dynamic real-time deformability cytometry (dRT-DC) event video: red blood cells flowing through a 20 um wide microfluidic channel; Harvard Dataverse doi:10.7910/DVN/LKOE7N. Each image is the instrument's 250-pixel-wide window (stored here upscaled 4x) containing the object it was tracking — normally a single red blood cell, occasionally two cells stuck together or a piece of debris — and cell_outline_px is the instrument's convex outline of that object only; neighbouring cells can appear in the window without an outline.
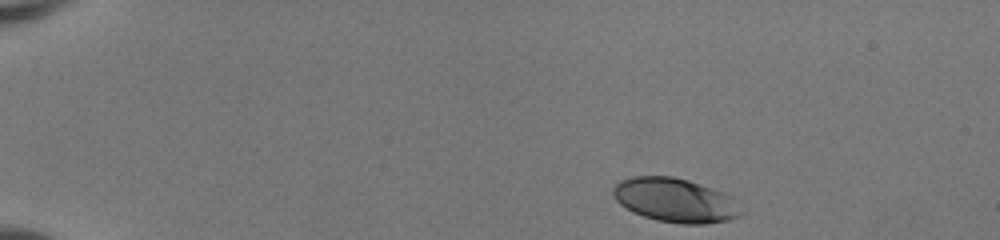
{"species": "human", "species_latin": "Homo sapiens", "temperature_condition": "room temperature", "stored_images_in_passage": 43, "camera_frame_rate_fps": 3000, "um_per_image_px": 0.085, "donor": {"sex": "female"}, "frame": {"image": 1, "passage_image": 1, "time_ms": 0.0, "image_size_px": [1000, 240], "cell_outline_px": [[744, 212], [740, 216], [728, 220], [704, 224], [680, 224], [656, 220], [632, 212], [620, 204], [616, 200], [612, 192], [612, 188], [620, 180], [632, 176], [672, 176], [688, 180], [720, 192], [728, 196]], "centroid_in_image_um": [57.33, 17.03], "position_along_channel_um": 27.7, "area_um2": 32.6}}
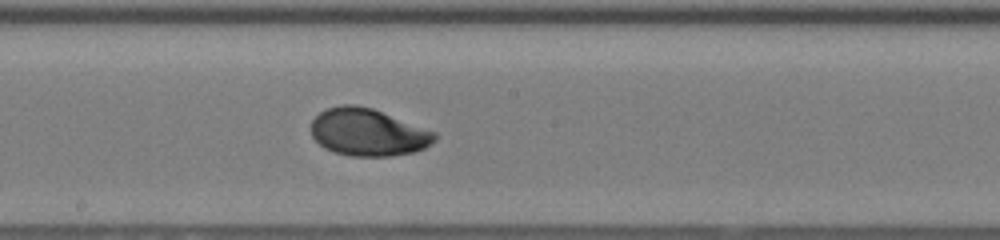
{"frame": {"image": 2, "passage_image": 23, "time_ms": 7.333, "image_size_px": [1000, 240], "cell_outline_px": [[436, 140], [432, 144], [416, 152], [392, 156], [352, 156], [336, 152], [324, 148], [312, 136], [312, 120], [320, 112], [328, 108], [340, 104], [356, 104], [372, 108], [436, 132]], "centroid_in_image_um": [31.3, 11.24], "position_along_channel_um": 216.9, "area_um2": 34.1}}
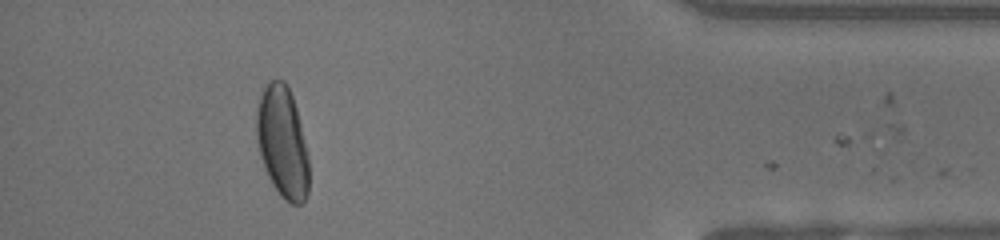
{"frame": {"image": 3, "passage_image": 40, "time_ms": 13.0, "image_size_px": [1000, 240], "cell_outline_px": [[308, 192], [304, 200], [300, 204], [292, 204], [284, 200], [280, 196], [272, 184], [264, 168], [260, 156], [256, 140], [256, 104], [264, 88], [272, 80], [284, 80], [292, 96], [296, 108], [308, 152]], "centroid_in_image_um": [23.99, 12.11], "position_along_channel_um": 411.2, "area_um2": 34.16}, "authors_computed_cell_mechanics": {"area_um2": 33.2928, "velocity_mm_per_s": 4.0854, "shape_relaxation_time_tau1_ms": 2.6126, "shape_relaxation_time_tau2_ms": 0.6823, "deformation_change_tau1": 0.1677, "deformation_change_tau2": 0.033}}